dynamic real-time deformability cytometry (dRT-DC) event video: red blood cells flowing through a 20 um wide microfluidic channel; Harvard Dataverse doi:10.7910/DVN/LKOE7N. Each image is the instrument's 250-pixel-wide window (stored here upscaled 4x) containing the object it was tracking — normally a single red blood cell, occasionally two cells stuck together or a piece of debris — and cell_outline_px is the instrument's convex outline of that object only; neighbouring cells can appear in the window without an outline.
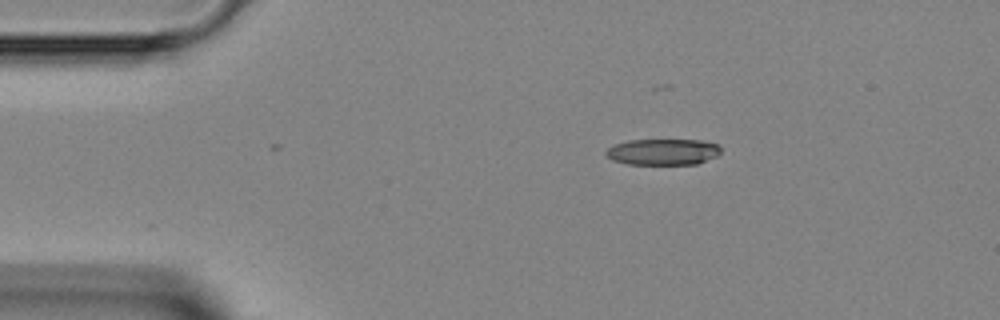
{"species": "Egyptian fruit bat (a non-hibernating species)", "species_latin": "Rousettus aegyptiacus", "temperature_condition": "room temperature", "stored_images_in_passage": 39, "camera_frame_rate_fps": 3000, "um_per_image_px": 0.085, "animal": {"sex": "female"}, "frame": {"image": 1, "passage_image": 1, "time_ms": 0.0, "image_size_px": [1000, 320], "cell_outline_px": [[720, 152], [716, 156], [696, 164], [628, 164], [612, 160], [604, 152], [612, 144], [628, 140], [704, 140], [720, 144]], "centroid_in_image_um": [56.34, 12.9], "position_along_channel_um": 28.7, "area_um2": 17.63}}
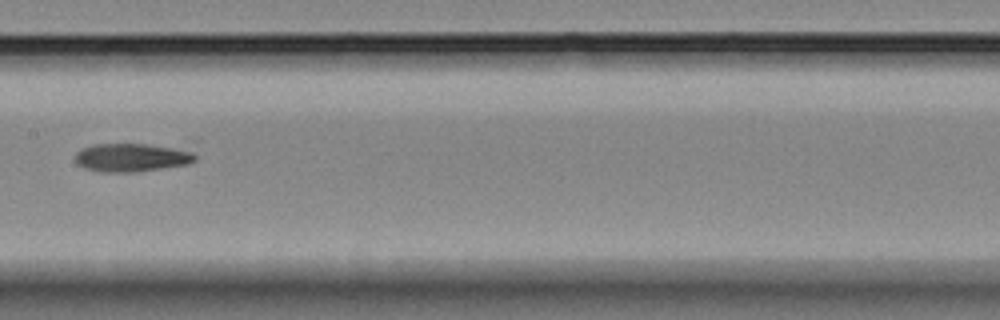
{"frame": {"image": 2, "passage_image": 16, "time_ms": 5.0, "image_size_px": [1000, 320], "cell_outline_px": [[196, 160], [188, 164], [136, 172], [104, 172], [84, 168], [76, 164], [76, 152], [80, 148], [92, 144], [144, 144], [192, 152], [196, 156]], "centroid_in_image_um": [11.1, 13.4], "position_along_channel_um": 196.3, "area_um2": 19.54}}
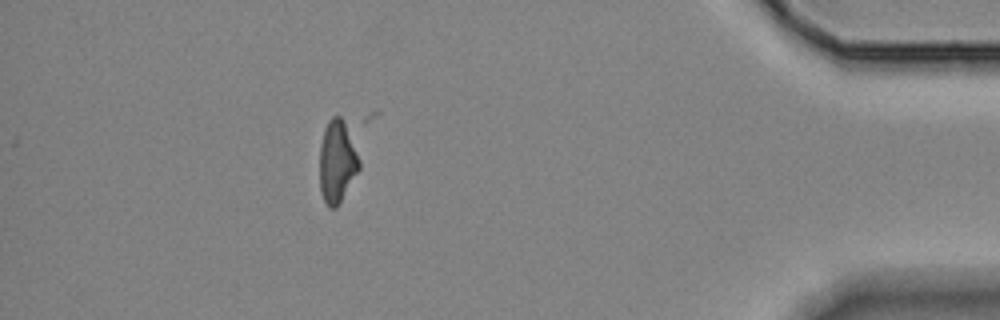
{"frame": {"image": 3, "passage_image": 34, "time_ms": 11.0, "image_size_px": [1000, 320], "cell_outline_px": [[360, 168], [340, 204], [336, 208], [328, 208], [320, 192], [320, 144], [324, 128], [328, 120], [332, 116], [340, 116], [348, 120], [360, 160]], "centroid_in_image_um": [28.68, 13.68], "position_along_channel_um": 406.5, "area_um2": 19.83}}